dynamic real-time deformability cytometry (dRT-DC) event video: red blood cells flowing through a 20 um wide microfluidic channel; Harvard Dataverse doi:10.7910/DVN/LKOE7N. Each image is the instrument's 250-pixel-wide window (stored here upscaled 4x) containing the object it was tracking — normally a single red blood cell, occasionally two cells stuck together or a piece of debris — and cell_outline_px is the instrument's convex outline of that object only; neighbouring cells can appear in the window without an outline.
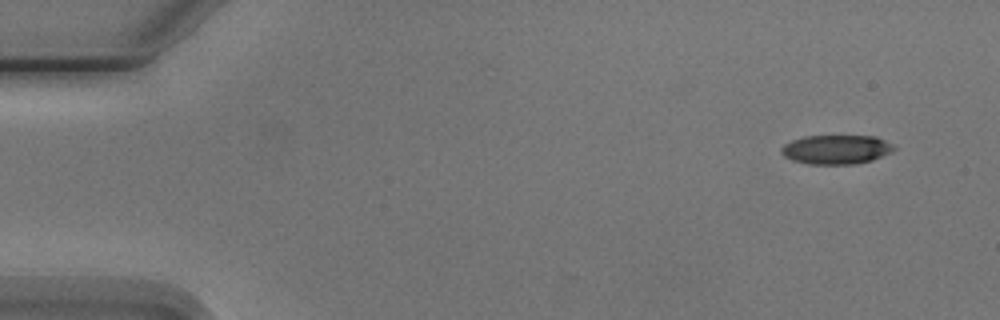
{"species": "Egyptian fruit bat (a non-hibernating species)", "species_latin": "Rousettus aegyptiacus", "temperature_condition": "cold", "stored_images_in_passage": 4, "camera_frame_rate_fps": 3000, "um_per_image_px": 0.085, "animal": {"sex": "male"}, "frame": {"image": 1, "passage_image": 4, "time_ms": 4.333, "image_size_px": [1000, 320], "cell_outline_px": [[896, 148], [892, 152], [872, 160], [852, 164], [808, 164], [792, 160], [784, 156], [780, 152], [780, 148], [784, 144], [792, 140], [804, 136], [876, 136], [892, 144]], "centroid_in_image_um": [71.06, 12.7], "position_along_channel_um": 13.9, "area_um2": 19.19}}